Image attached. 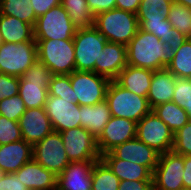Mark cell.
<instances>
[{"label":"cell","mask_w":191,"mask_h":190,"mask_svg":"<svg viewBox=\"0 0 191 190\" xmlns=\"http://www.w3.org/2000/svg\"><path fill=\"white\" fill-rule=\"evenodd\" d=\"M126 49L127 65L152 71L167 68L175 54L167 42H162L156 35L140 28Z\"/></svg>","instance_id":"obj_1"},{"label":"cell","mask_w":191,"mask_h":190,"mask_svg":"<svg viewBox=\"0 0 191 190\" xmlns=\"http://www.w3.org/2000/svg\"><path fill=\"white\" fill-rule=\"evenodd\" d=\"M94 27L108 42L123 45H127L140 28L135 13L118 8L97 14Z\"/></svg>","instance_id":"obj_2"},{"label":"cell","mask_w":191,"mask_h":190,"mask_svg":"<svg viewBox=\"0 0 191 190\" xmlns=\"http://www.w3.org/2000/svg\"><path fill=\"white\" fill-rule=\"evenodd\" d=\"M105 100L111 116L126 118L136 123L152 111L147 97L128 91L115 80L109 82Z\"/></svg>","instance_id":"obj_3"},{"label":"cell","mask_w":191,"mask_h":190,"mask_svg":"<svg viewBox=\"0 0 191 190\" xmlns=\"http://www.w3.org/2000/svg\"><path fill=\"white\" fill-rule=\"evenodd\" d=\"M37 57L54 75H70L75 69L73 39H35Z\"/></svg>","instance_id":"obj_4"},{"label":"cell","mask_w":191,"mask_h":190,"mask_svg":"<svg viewBox=\"0 0 191 190\" xmlns=\"http://www.w3.org/2000/svg\"><path fill=\"white\" fill-rule=\"evenodd\" d=\"M107 42L94 26L77 29L73 37L76 71L95 72V63H99Z\"/></svg>","instance_id":"obj_5"},{"label":"cell","mask_w":191,"mask_h":190,"mask_svg":"<svg viewBox=\"0 0 191 190\" xmlns=\"http://www.w3.org/2000/svg\"><path fill=\"white\" fill-rule=\"evenodd\" d=\"M37 59L36 41L0 44V73L21 77Z\"/></svg>","instance_id":"obj_6"},{"label":"cell","mask_w":191,"mask_h":190,"mask_svg":"<svg viewBox=\"0 0 191 190\" xmlns=\"http://www.w3.org/2000/svg\"><path fill=\"white\" fill-rule=\"evenodd\" d=\"M33 29L34 39L51 40L73 39L77 30L61 4L38 17Z\"/></svg>","instance_id":"obj_7"},{"label":"cell","mask_w":191,"mask_h":190,"mask_svg":"<svg viewBox=\"0 0 191 190\" xmlns=\"http://www.w3.org/2000/svg\"><path fill=\"white\" fill-rule=\"evenodd\" d=\"M70 82L77 104L92 106L105 100L110 80L95 72L73 71L70 74Z\"/></svg>","instance_id":"obj_8"},{"label":"cell","mask_w":191,"mask_h":190,"mask_svg":"<svg viewBox=\"0 0 191 190\" xmlns=\"http://www.w3.org/2000/svg\"><path fill=\"white\" fill-rule=\"evenodd\" d=\"M136 137L160 155L173 149L174 133L153 111L137 122Z\"/></svg>","instance_id":"obj_9"},{"label":"cell","mask_w":191,"mask_h":190,"mask_svg":"<svg viewBox=\"0 0 191 190\" xmlns=\"http://www.w3.org/2000/svg\"><path fill=\"white\" fill-rule=\"evenodd\" d=\"M33 159L58 176L70 163L59 132L53 131L32 146Z\"/></svg>","instance_id":"obj_10"},{"label":"cell","mask_w":191,"mask_h":190,"mask_svg":"<svg viewBox=\"0 0 191 190\" xmlns=\"http://www.w3.org/2000/svg\"><path fill=\"white\" fill-rule=\"evenodd\" d=\"M70 162L97 161L101 159L96 137L83 127L59 132Z\"/></svg>","instance_id":"obj_11"},{"label":"cell","mask_w":191,"mask_h":190,"mask_svg":"<svg viewBox=\"0 0 191 190\" xmlns=\"http://www.w3.org/2000/svg\"><path fill=\"white\" fill-rule=\"evenodd\" d=\"M184 156L173 150L161 154L153 172V190H182Z\"/></svg>","instance_id":"obj_12"},{"label":"cell","mask_w":191,"mask_h":190,"mask_svg":"<svg viewBox=\"0 0 191 190\" xmlns=\"http://www.w3.org/2000/svg\"><path fill=\"white\" fill-rule=\"evenodd\" d=\"M44 108L55 132L81 127L80 105L73 100L48 94Z\"/></svg>","instance_id":"obj_13"},{"label":"cell","mask_w":191,"mask_h":190,"mask_svg":"<svg viewBox=\"0 0 191 190\" xmlns=\"http://www.w3.org/2000/svg\"><path fill=\"white\" fill-rule=\"evenodd\" d=\"M137 123L126 118L112 116L96 138L100 155L136 137Z\"/></svg>","instance_id":"obj_14"},{"label":"cell","mask_w":191,"mask_h":190,"mask_svg":"<svg viewBox=\"0 0 191 190\" xmlns=\"http://www.w3.org/2000/svg\"><path fill=\"white\" fill-rule=\"evenodd\" d=\"M18 123L22 138L32 146L54 131L44 107L26 109Z\"/></svg>","instance_id":"obj_15"},{"label":"cell","mask_w":191,"mask_h":190,"mask_svg":"<svg viewBox=\"0 0 191 190\" xmlns=\"http://www.w3.org/2000/svg\"><path fill=\"white\" fill-rule=\"evenodd\" d=\"M116 158L136 162L147 167L152 173L158 164L160 154L137 137L128 140L110 151Z\"/></svg>","instance_id":"obj_16"},{"label":"cell","mask_w":191,"mask_h":190,"mask_svg":"<svg viewBox=\"0 0 191 190\" xmlns=\"http://www.w3.org/2000/svg\"><path fill=\"white\" fill-rule=\"evenodd\" d=\"M95 161L70 162L57 176L56 190H92V169Z\"/></svg>","instance_id":"obj_17"},{"label":"cell","mask_w":191,"mask_h":190,"mask_svg":"<svg viewBox=\"0 0 191 190\" xmlns=\"http://www.w3.org/2000/svg\"><path fill=\"white\" fill-rule=\"evenodd\" d=\"M99 63H95V73L113 81L127 66L126 45L107 42L101 50Z\"/></svg>","instance_id":"obj_18"},{"label":"cell","mask_w":191,"mask_h":190,"mask_svg":"<svg viewBox=\"0 0 191 190\" xmlns=\"http://www.w3.org/2000/svg\"><path fill=\"white\" fill-rule=\"evenodd\" d=\"M15 174L29 190H56L57 188V176L33 158Z\"/></svg>","instance_id":"obj_19"},{"label":"cell","mask_w":191,"mask_h":190,"mask_svg":"<svg viewBox=\"0 0 191 190\" xmlns=\"http://www.w3.org/2000/svg\"><path fill=\"white\" fill-rule=\"evenodd\" d=\"M32 158V145L24 139L0 145V168L5 173L17 172Z\"/></svg>","instance_id":"obj_20"},{"label":"cell","mask_w":191,"mask_h":190,"mask_svg":"<svg viewBox=\"0 0 191 190\" xmlns=\"http://www.w3.org/2000/svg\"><path fill=\"white\" fill-rule=\"evenodd\" d=\"M176 76L167 68L153 71L150 89L147 95L148 103L154 107L172 101L175 90Z\"/></svg>","instance_id":"obj_21"},{"label":"cell","mask_w":191,"mask_h":190,"mask_svg":"<svg viewBox=\"0 0 191 190\" xmlns=\"http://www.w3.org/2000/svg\"><path fill=\"white\" fill-rule=\"evenodd\" d=\"M101 159L109 166L120 181L153 180V173L145 166L136 162L116 158L111 152L101 155Z\"/></svg>","instance_id":"obj_22"},{"label":"cell","mask_w":191,"mask_h":190,"mask_svg":"<svg viewBox=\"0 0 191 190\" xmlns=\"http://www.w3.org/2000/svg\"><path fill=\"white\" fill-rule=\"evenodd\" d=\"M152 76V70L127 65L119 73L115 81L128 91L147 97Z\"/></svg>","instance_id":"obj_23"},{"label":"cell","mask_w":191,"mask_h":190,"mask_svg":"<svg viewBox=\"0 0 191 190\" xmlns=\"http://www.w3.org/2000/svg\"><path fill=\"white\" fill-rule=\"evenodd\" d=\"M111 117L106 100L92 106H80L81 127L88 130L96 138L100 135Z\"/></svg>","instance_id":"obj_24"},{"label":"cell","mask_w":191,"mask_h":190,"mask_svg":"<svg viewBox=\"0 0 191 190\" xmlns=\"http://www.w3.org/2000/svg\"><path fill=\"white\" fill-rule=\"evenodd\" d=\"M0 34L5 43L35 41L33 26L14 16L0 14Z\"/></svg>","instance_id":"obj_25"},{"label":"cell","mask_w":191,"mask_h":190,"mask_svg":"<svg viewBox=\"0 0 191 190\" xmlns=\"http://www.w3.org/2000/svg\"><path fill=\"white\" fill-rule=\"evenodd\" d=\"M173 1L169 0H141L136 13L139 23H156L167 20Z\"/></svg>","instance_id":"obj_26"},{"label":"cell","mask_w":191,"mask_h":190,"mask_svg":"<svg viewBox=\"0 0 191 190\" xmlns=\"http://www.w3.org/2000/svg\"><path fill=\"white\" fill-rule=\"evenodd\" d=\"M152 111L176 133L190 119L187 112L173 101L160 104L152 109Z\"/></svg>","instance_id":"obj_27"},{"label":"cell","mask_w":191,"mask_h":190,"mask_svg":"<svg viewBox=\"0 0 191 190\" xmlns=\"http://www.w3.org/2000/svg\"><path fill=\"white\" fill-rule=\"evenodd\" d=\"M61 5L77 29L94 26L95 16L89 9L87 0H61Z\"/></svg>","instance_id":"obj_28"},{"label":"cell","mask_w":191,"mask_h":190,"mask_svg":"<svg viewBox=\"0 0 191 190\" xmlns=\"http://www.w3.org/2000/svg\"><path fill=\"white\" fill-rule=\"evenodd\" d=\"M18 95L25 103L26 109L45 107L48 85L46 83L19 82Z\"/></svg>","instance_id":"obj_29"},{"label":"cell","mask_w":191,"mask_h":190,"mask_svg":"<svg viewBox=\"0 0 191 190\" xmlns=\"http://www.w3.org/2000/svg\"><path fill=\"white\" fill-rule=\"evenodd\" d=\"M0 14L14 16L33 27L37 20L31 0H0Z\"/></svg>","instance_id":"obj_30"},{"label":"cell","mask_w":191,"mask_h":190,"mask_svg":"<svg viewBox=\"0 0 191 190\" xmlns=\"http://www.w3.org/2000/svg\"><path fill=\"white\" fill-rule=\"evenodd\" d=\"M119 178L102 160L95 161L92 169V190H118Z\"/></svg>","instance_id":"obj_31"},{"label":"cell","mask_w":191,"mask_h":190,"mask_svg":"<svg viewBox=\"0 0 191 190\" xmlns=\"http://www.w3.org/2000/svg\"><path fill=\"white\" fill-rule=\"evenodd\" d=\"M167 69L176 77L191 78V38L177 49Z\"/></svg>","instance_id":"obj_32"},{"label":"cell","mask_w":191,"mask_h":190,"mask_svg":"<svg viewBox=\"0 0 191 190\" xmlns=\"http://www.w3.org/2000/svg\"><path fill=\"white\" fill-rule=\"evenodd\" d=\"M167 20L173 28L191 38V9L189 7L172 2Z\"/></svg>","instance_id":"obj_33"},{"label":"cell","mask_w":191,"mask_h":190,"mask_svg":"<svg viewBox=\"0 0 191 190\" xmlns=\"http://www.w3.org/2000/svg\"><path fill=\"white\" fill-rule=\"evenodd\" d=\"M172 101L184 109L191 120V78H175Z\"/></svg>","instance_id":"obj_34"},{"label":"cell","mask_w":191,"mask_h":190,"mask_svg":"<svg viewBox=\"0 0 191 190\" xmlns=\"http://www.w3.org/2000/svg\"><path fill=\"white\" fill-rule=\"evenodd\" d=\"M48 94L65 100H73L74 103H77V98H74L70 75H54L48 86Z\"/></svg>","instance_id":"obj_35"},{"label":"cell","mask_w":191,"mask_h":190,"mask_svg":"<svg viewBox=\"0 0 191 190\" xmlns=\"http://www.w3.org/2000/svg\"><path fill=\"white\" fill-rule=\"evenodd\" d=\"M53 76L54 74L49 70L48 66L37 59L33 65L19 77V82L46 83L49 86Z\"/></svg>","instance_id":"obj_36"},{"label":"cell","mask_w":191,"mask_h":190,"mask_svg":"<svg viewBox=\"0 0 191 190\" xmlns=\"http://www.w3.org/2000/svg\"><path fill=\"white\" fill-rule=\"evenodd\" d=\"M25 110V103L18 94L0 101V115L7 119L18 122Z\"/></svg>","instance_id":"obj_37"},{"label":"cell","mask_w":191,"mask_h":190,"mask_svg":"<svg viewBox=\"0 0 191 190\" xmlns=\"http://www.w3.org/2000/svg\"><path fill=\"white\" fill-rule=\"evenodd\" d=\"M19 123L0 115V145L22 140Z\"/></svg>","instance_id":"obj_38"},{"label":"cell","mask_w":191,"mask_h":190,"mask_svg":"<svg viewBox=\"0 0 191 190\" xmlns=\"http://www.w3.org/2000/svg\"><path fill=\"white\" fill-rule=\"evenodd\" d=\"M172 150L183 156H191V120L174 133Z\"/></svg>","instance_id":"obj_39"},{"label":"cell","mask_w":191,"mask_h":190,"mask_svg":"<svg viewBox=\"0 0 191 190\" xmlns=\"http://www.w3.org/2000/svg\"><path fill=\"white\" fill-rule=\"evenodd\" d=\"M19 77L0 73V101L18 94Z\"/></svg>","instance_id":"obj_40"},{"label":"cell","mask_w":191,"mask_h":190,"mask_svg":"<svg viewBox=\"0 0 191 190\" xmlns=\"http://www.w3.org/2000/svg\"><path fill=\"white\" fill-rule=\"evenodd\" d=\"M141 30L156 35L162 42H168L169 30L172 24L168 20L156 23H139Z\"/></svg>","instance_id":"obj_41"},{"label":"cell","mask_w":191,"mask_h":190,"mask_svg":"<svg viewBox=\"0 0 191 190\" xmlns=\"http://www.w3.org/2000/svg\"><path fill=\"white\" fill-rule=\"evenodd\" d=\"M0 190H29L15 173H5L0 180Z\"/></svg>","instance_id":"obj_42"},{"label":"cell","mask_w":191,"mask_h":190,"mask_svg":"<svg viewBox=\"0 0 191 190\" xmlns=\"http://www.w3.org/2000/svg\"><path fill=\"white\" fill-rule=\"evenodd\" d=\"M118 190H153V180L120 181Z\"/></svg>","instance_id":"obj_43"},{"label":"cell","mask_w":191,"mask_h":190,"mask_svg":"<svg viewBox=\"0 0 191 190\" xmlns=\"http://www.w3.org/2000/svg\"><path fill=\"white\" fill-rule=\"evenodd\" d=\"M87 3L94 16L116 8V0H87Z\"/></svg>","instance_id":"obj_44"},{"label":"cell","mask_w":191,"mask_h":190,"mask_svg":"<svg viewBox=\"0 0 191 190\" xmlns=\"http://www.w3.org/2000/svg\"><path fill=\"white\" fill-rule=\"evenodd\" d=\"M31 3L36 17L38 18L52 7L60 5L61 0H31Z\"/></svg>","instance_id":"obj_45"},{"label":"cell","mask_w":191,"mask_h":190,"mask_svg":"<svg viewBox=\"0 0 191 190\" xmlns=\"http://www.w3.org/2000/svg\"><path fill=\"white\" fill-rule=\"evenodd\" d=\"M188 39L185 35L180 33L175 28H170L169 35H168V44L171 46L174 52Z\"/></svg>","instance_id":"obj_46"},{"label":"cell","mask_w":191,"mask_h":190,"mask_svg":"<svg viewBox=\"0 0 191 190\" xmlns=\"http://www.w3.org/2000/svg\"><path fill=\"white\" fill-rule=\"evenodd\" d=\"M141 0H116V8L137 13Z\"/></svg>","instance_id":"obj_47"},{"label":"cell","mask_w":191,"mask_h":190,"mask_svg":"<svg viewBox=\"0 0 191 190\" xmlns=\"http://www.w3.org/2000/svg\"><path fill=\"white\" fill-rule=\"evenodd\" d=\"M183 186L191 189V156H184Z\"/></svg>","instance_id":"obj_48"},{"label":"cell","mask_w":191,"mask_h":190,"mask_svg":"<svg viewBox=\"0 0 191 190\" xmlns=\"http://www.w3.org/2000/svg\"><path fill=\"white\" fill-rule=\"evenodd\" d=\"M173 2L179 3L181 5L187 6L191 9V0H173Z\"/></svg>","instance_id":"obj_49"},{"label":"cell","mask_w":191,"mask_h":190,"mask_svg":"<svg viewBox=\"0 0 191 190\" xmlns=\"http://www.w3.org/2000/svg\"><path fill=\"white\" fill-rule=\"evenodd\" d=\"M5 172L0 168V180L4 176Z\"/></svg>","instance_id":"obj_50"},{"label":"cell","mask_w":191,"mask_h":190,"mask_svg":"<svg viewBox=\"0 0 191 190\" xmlns=\"http://www.w3.org/2000/svg\"><path fill=\"white\" fill-rule=\"evenodd\" d=\"M2 43V36H1V34H0V44Z\"/></svg>","instance_id":"obj_51"}]
</instances>
